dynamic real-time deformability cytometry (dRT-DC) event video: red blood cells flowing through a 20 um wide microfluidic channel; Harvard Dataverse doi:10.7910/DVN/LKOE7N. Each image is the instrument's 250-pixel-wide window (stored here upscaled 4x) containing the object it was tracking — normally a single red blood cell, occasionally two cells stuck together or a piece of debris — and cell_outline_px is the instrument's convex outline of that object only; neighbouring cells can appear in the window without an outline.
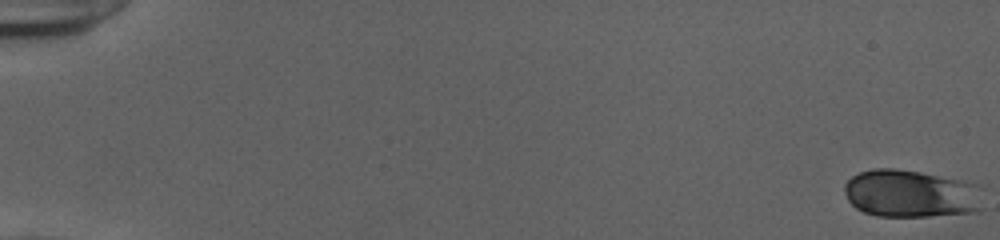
{"species": "human", "species_latin": "Homo sapiens", "temperature_condition": "cold", "stored_images_in_passage": 54, "camera_frame_rate_fps": 3000, "um_per_image_px": 0.085, "donor": {"sex": "female"}, "frame": {"image": 1, "passage_image": 1, "time_ms": 0.0, "image_size_px": [1000, 240], "cell_outline_px": [[980, 212], [928, 216], [876, 216], [864, 212], [856, 208], [848, 200], [844, 192], [844, 184], [852, 176], [860, 172], [872, 168], [896, 168], [920, 172], [980, 184]], "centroid_in_image_um": [77.41, 16.46], "position_along_channel_um": 7.6, "area_um2": 38.73}}
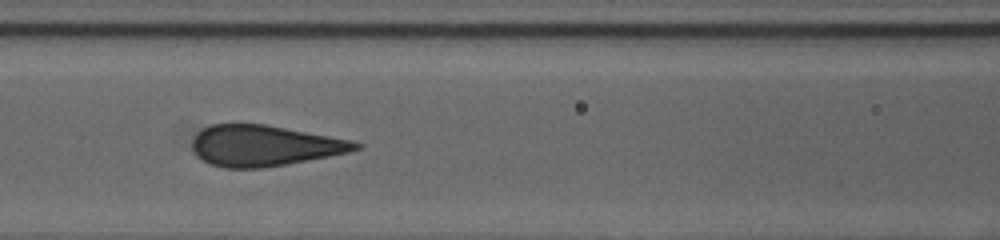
{"frame": {"image": 2, "passage_image": 26, "time_ms": 8.333, "image_size_px": [1000, 240], "cell_outline_px": [[364, 148], [348, 152], [308, 160], [264, 168], [224, 168], [208, 164], [196, 156], [192, 148], [192, 140], [204, 128], [212, 124], [264, 124], [328, 136], [348, 140], [364, 144]], "centroid_in_image_um": [22.44, 12.4], "position_along_channel_um": 144.2, "area_um2": 38.61}}
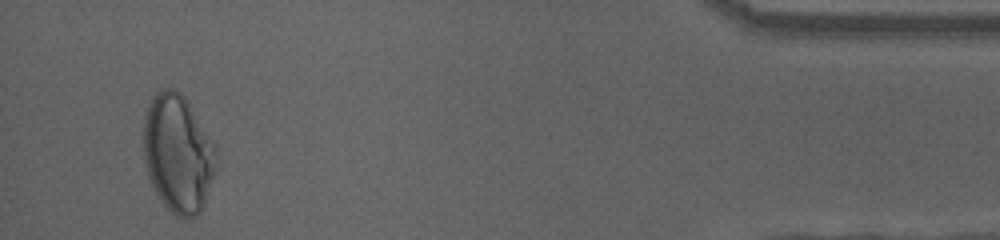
{"frame": {"image": 3, "passage_image": 52, "time_ms": 17.0, "image_size_px": [1000, 240], "cell_outline_px": [[216, 168], [204, 204], [200, 212], [196, 216], [188, 220], [176, 216], [164, 204], [148, 180], [144, 164], [140, 136], [144, 116], [152, 96], [156, 92], [164, 88], [176, 88], [188, 100], [216, 144]], "centroid_in_image_um": [15.09, 13.01], "position_along_channel_um": 420.1, "area_um2": 51.38}, "authors_computed_cell_mechanics": {"area_um2": 39.1884, "velocity_mm_per_s": 3.9076, "shape_relaxation_time_tau1_ms": 9.2689, "shape_relaxation_time_tau2_ms": null, "deformation_change_tau1": 0.2138, "deformation_change_tau2": null}}